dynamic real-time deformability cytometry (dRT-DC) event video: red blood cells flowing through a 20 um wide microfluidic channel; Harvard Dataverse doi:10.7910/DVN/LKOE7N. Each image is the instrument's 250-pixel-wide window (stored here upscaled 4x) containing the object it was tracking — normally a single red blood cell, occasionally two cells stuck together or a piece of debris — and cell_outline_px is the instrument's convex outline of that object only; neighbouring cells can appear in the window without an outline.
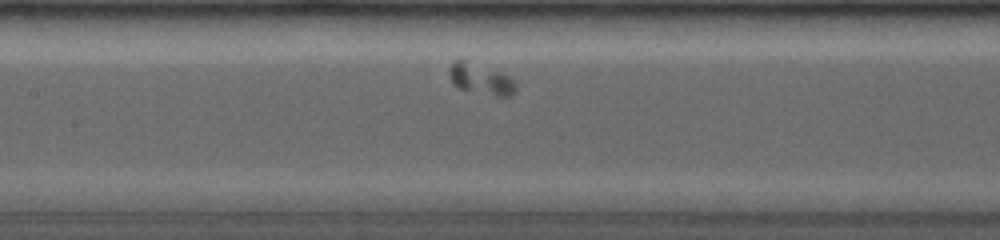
{"species": "common noctule bat (a hibernating species)", "species_latin": "Nyctalus noctula", "temperature_condition": "room temperature", "stored_images_in_passage": 37, "camera_frame_rate_fps": 4000, "um_per_image_px": 0.085, "animal": {"sex": "female", "body_mass_g": 19.0, "forearm_length_mm": 53.3}, "frame": {"image": 1, "passage_image": 13, "time_ms": 3.0, "image_size_px": [1000, 240], "cell_outline_px": [[516, 88], [508, 96], [496, 96], [460, 88], [452, 84], [448, 72], [448, 68], [452, 60], [460, 60], [500, 72], [516, 80]], "centroid_in_image_um": [40.83, 6.72], "position_along_channel_um": 166.6, "area_um2": 11.62}}
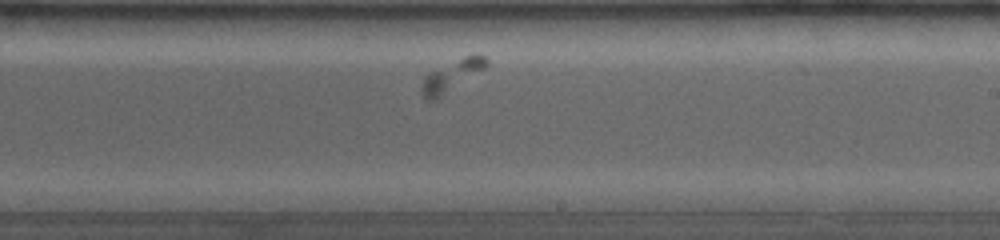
{"frame": {"image": 2, "passage_image": 22, "time_ms": 5.25, "image_size_px": [1000, 240], "cell_outline_px": [[488, 64], [484, 68], [440, 96], [432, 100], [428, 100], [424, 96], [420, 88], [420, 84], [424, 76], [464, 56], [484, 56], [488, 60]], "centroid_in_image_um": [38.35, 6.44], "position_along_channel_um": 250.6, "area_um2": 10.87}}